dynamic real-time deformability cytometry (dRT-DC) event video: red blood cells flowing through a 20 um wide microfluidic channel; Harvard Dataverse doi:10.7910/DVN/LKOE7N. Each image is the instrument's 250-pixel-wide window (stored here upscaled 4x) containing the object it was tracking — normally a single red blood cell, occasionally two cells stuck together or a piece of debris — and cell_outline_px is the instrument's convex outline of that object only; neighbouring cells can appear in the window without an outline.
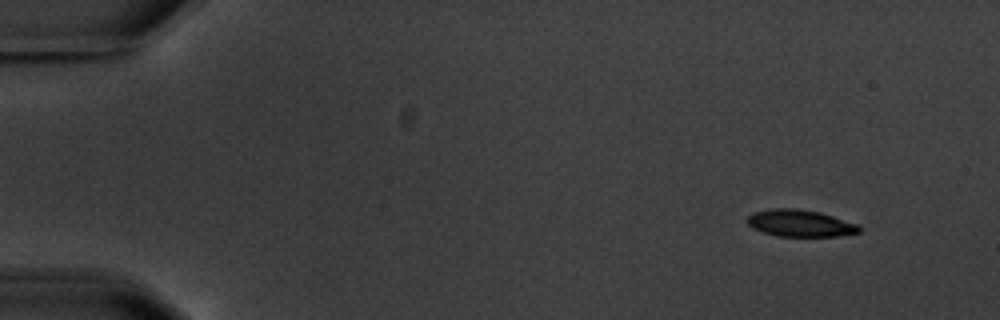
{"species": "common noctule bat (a hibernating species)", "species_latin": "Nyctalus noctula", "temperature_condition": "warm", "stored_images_in_passage": 4, "camera_frame_rate_fps": 3000, "um_per_image_px": 0.085, "animal": {"sex": "male", "body_mass_g": 20.1, "forearm_length_mm": 53.5}, "frame": {"image": 1, "passage_image": 1, "time_ms": 0.0, "image_size_px": [1000, 320], "cell_outline_px": [[860, 232], [840, 236], [776, 236], [752, 228], [748, 224], [748, 216], [752, 212], [772, 208], [796, 208], [820, 212], [856, 224], [860, 228]], "centroid_in_image_um": [67.98, 18.97], "position_along_channel_um": 17.0, "area_um2": 17.46}}
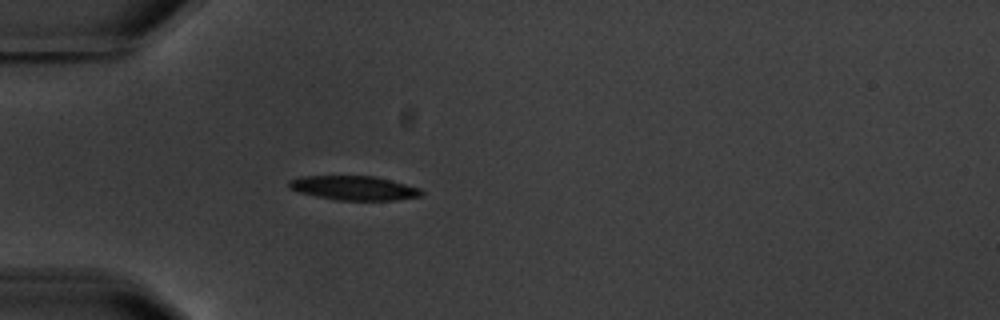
{"frame": {"image": 2, "passage_image": 4, "time_ms": 4.0, "image_size_px": [1000, 320], "cell_outline_px": [[424, 196], [396, 200], [336, 200], [316, 196], [300, 192], [292, 188], [288, 184], [288, 180], [300, 176], [376, 176], [420, 188], [424, 192]], "centroid_in_image_um": [30.13, 15.98], "position_along_channel_um": 54.9, "area_um2": 18.73}}